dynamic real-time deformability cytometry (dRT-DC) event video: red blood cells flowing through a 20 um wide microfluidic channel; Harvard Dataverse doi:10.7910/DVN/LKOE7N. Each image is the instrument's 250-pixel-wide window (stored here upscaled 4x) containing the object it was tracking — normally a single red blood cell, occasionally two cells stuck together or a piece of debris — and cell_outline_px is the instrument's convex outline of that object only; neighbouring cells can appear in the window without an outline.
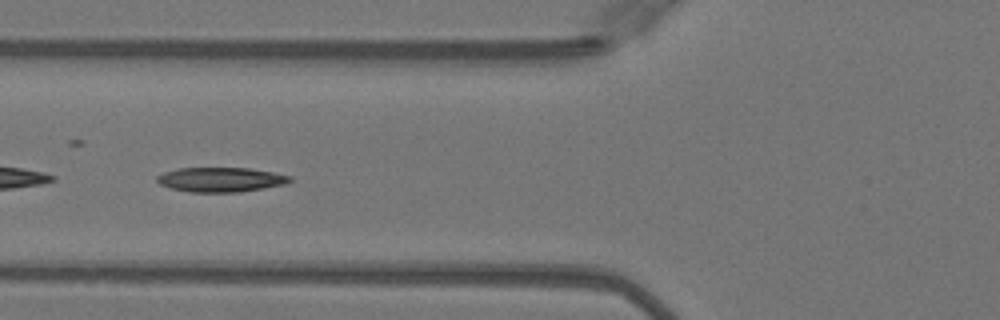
{"species": "Egyptian fruit bat (a non-hibernating species)", "species_latin": "Rousettus aegyptiacus", "temperature_condition": "warm", "stored_images_in_passage": 20, "camera_frame_rate_fps": 3000, "um_per_image_px": 0.085, "animal": {"sex": "female"}, "frame": {"image": 1, "passage_image": 10, "time_ms": 3.0, "image_size_px": [1000, 320], "cell_outline_px": [[292, 180], [288, 184], [240, 192], [188, 192], [172, 188], [160, 184], [156, 180], [156, 176], [164, 172], [176, 168], [252, 168], [292, 176]], "centroid_in_image_um": [18.79, 15.26], "position_along_channel_um": 107.0, "area_um2": 19.19}}